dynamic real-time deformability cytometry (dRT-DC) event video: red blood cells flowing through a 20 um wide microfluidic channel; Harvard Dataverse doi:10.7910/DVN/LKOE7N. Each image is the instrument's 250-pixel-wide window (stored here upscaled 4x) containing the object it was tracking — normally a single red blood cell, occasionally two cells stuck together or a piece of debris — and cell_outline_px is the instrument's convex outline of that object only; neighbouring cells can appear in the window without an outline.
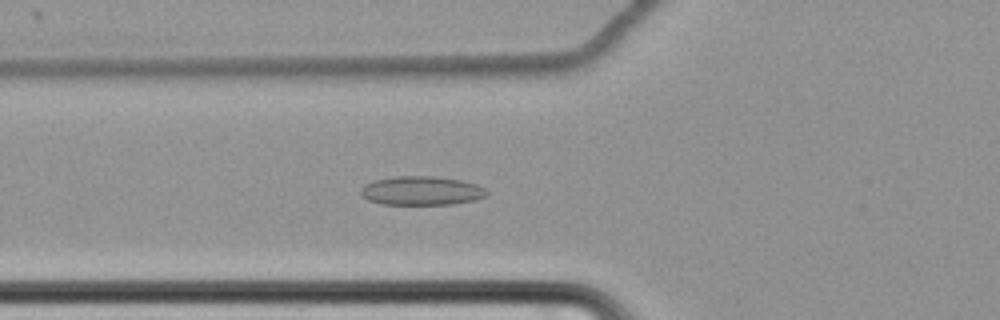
{"species": "common noctule bat (a hibernating species)", "species_latin": "Nyctalus noctula", "temperature_condition": "cold", "stored_images_in_passage": 46, "camera_frame_rate_fps": 3000, "um_per_image_px": 0.085, "animal": {"sex": "female", "body_mass_g": 22.7, "forearm_length_mm": 54.2}, "frame": {"image": 1, "passage_image": 13, "time_ms": 4.0, "image_size_px": [1000, 320], "cell_outline_px": [[488, 192], [484, 196], [476, 200], [452, 204], [380, 204], [368, 200], [360, 196], [360, 188], [364, 184], [376, 180], [392, 176], [432, 176], [460, 180], [476, 184], [484, 188]], "centroid_in_image_um": [35.78, 16.21], "position_along_channel_um": 90.0, "area_um2": 21.27}}
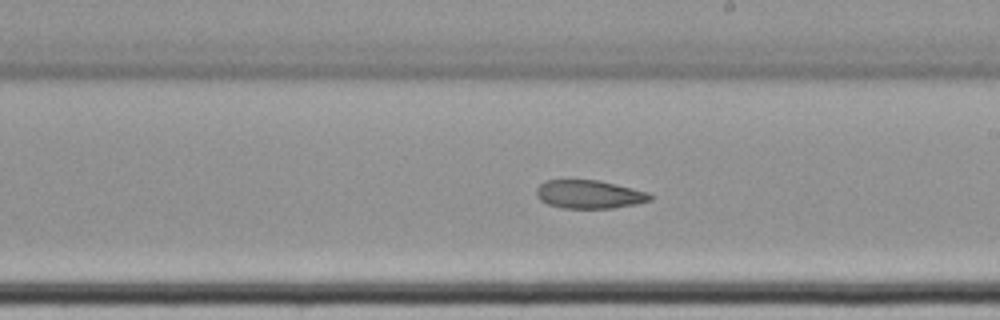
{"frame": {"image": 2, "passage_image": 26, "time_ms": 8.333, "image_size_px": [1000, 320], "cell_outline_px": [[652, 200], [636, 204], [612, 208], [560, 208], [548, 204], [540, 200], [536, 196], [536, 188], [544, 180], [600, 180], [648, 192], [652, 196]], "centroid_in_image_um": [50.06, 16.52], "position_along_channel_um": 238.9, "area_um2": 18.9}}
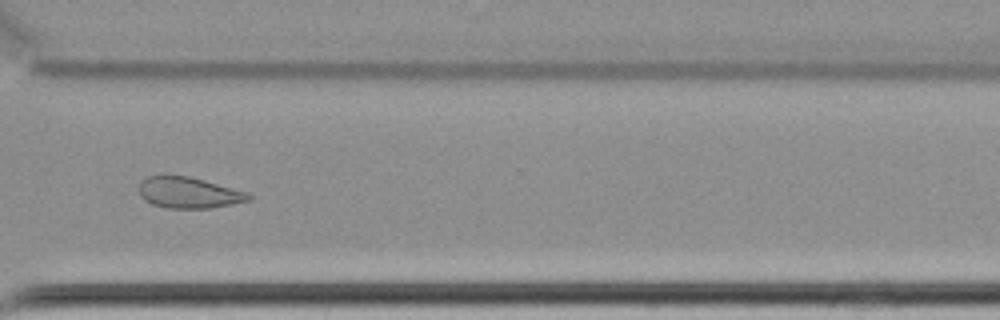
{"frame": {"image": 3, "passage_image": 36, "time_ms": 11.667, "image_size_px": [1000, 320], "cell_outline_px": [[252, 200], [232, 204], [208, 208], [164, 208], [152, 204], [144, 200], [140, 196], [140, 180], [148, 176], [188, 176], [204, 180], [248, 192], [252, 196]], "centroid_in_image_um": [16.05, 16.39], "position_along_channel_um": 354.6, "area_um2": 19.83}}